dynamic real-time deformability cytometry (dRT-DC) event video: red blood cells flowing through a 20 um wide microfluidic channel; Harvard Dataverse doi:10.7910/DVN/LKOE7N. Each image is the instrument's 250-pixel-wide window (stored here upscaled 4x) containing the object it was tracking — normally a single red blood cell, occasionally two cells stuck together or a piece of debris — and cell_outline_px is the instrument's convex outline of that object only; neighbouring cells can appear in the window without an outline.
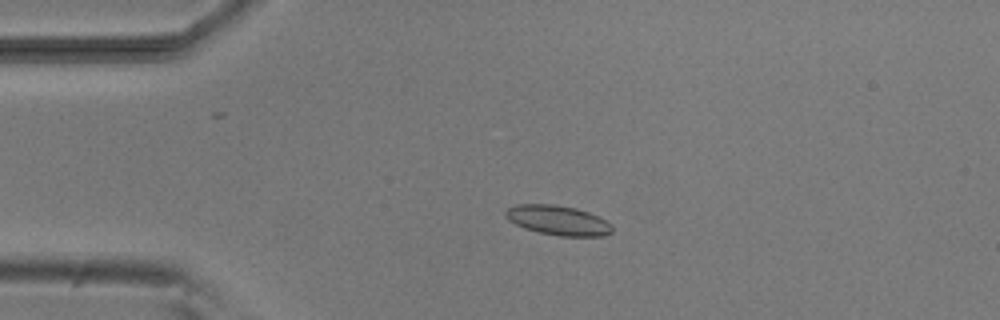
{"species": "common noctule bat (a hibernating species)", "species_latin": "Nyctalus noctula", "temperature_condition": "room temperature", "stored_images_in_passage": 3, "camera_frame_rate_fps": 3000, "um_per_image_px": 0.085, "animal": {"sex": "male", "body_mass_g": 20.5, "forearm_length_mm": 52.5}, "frame": {"image": 1, "passage_image": 2, "time_ms": 1.0, "image_size_px": [1000, 320], "cell_outline_px": [[612, 232], [604, 236], [560, 236], [540, 232], [524, 228], [508, 220], [504, 216], [504, 212], [508, 208], [516, 204], [552, 204], [576, 208], [588, 212], [612, 224]], "centroid_in_image_um": [47.41, 18.72], "position_along_channel_um": 37.6, "area_um2": 18.38}}